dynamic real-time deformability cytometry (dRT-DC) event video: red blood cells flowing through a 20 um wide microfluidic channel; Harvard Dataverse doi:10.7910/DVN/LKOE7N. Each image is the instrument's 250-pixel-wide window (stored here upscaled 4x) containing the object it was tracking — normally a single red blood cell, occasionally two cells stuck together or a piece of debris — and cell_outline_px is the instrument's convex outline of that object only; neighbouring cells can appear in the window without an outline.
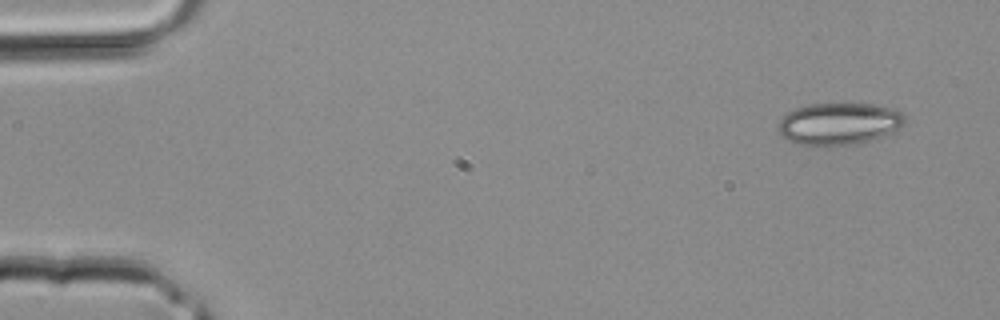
{"species": "common noctule bat (a hibernating species)", "species_latin": "Nyctalus noctula", "temperature_condition": "room temperature", "stored_images_in_passage": 4, "camera_frame_rate_fps": 3000, "um_per_image_px": 0.085, "animal": {"sex": "male", "body_mass_g": 20.4}, "frame": {"image": 1, "passage_image": 1, "time_ms": 0.0, "image_size_px": [1000, 320], "cell_outline_px": [[904, 124], [900, 128], [884, 136], [872, 140], [852, 144], [812, 148], [792, 144], [780, 136], [776, 128], [776, 124], [788, 112], [796, 108], [808, 104], [872, 104], [888, 108], [900, 112], [904, 116]], "centroid_in_image_um": [71.21, 10.57], "position_along_channel_um": 13.8, "area_um2": 31.67}}